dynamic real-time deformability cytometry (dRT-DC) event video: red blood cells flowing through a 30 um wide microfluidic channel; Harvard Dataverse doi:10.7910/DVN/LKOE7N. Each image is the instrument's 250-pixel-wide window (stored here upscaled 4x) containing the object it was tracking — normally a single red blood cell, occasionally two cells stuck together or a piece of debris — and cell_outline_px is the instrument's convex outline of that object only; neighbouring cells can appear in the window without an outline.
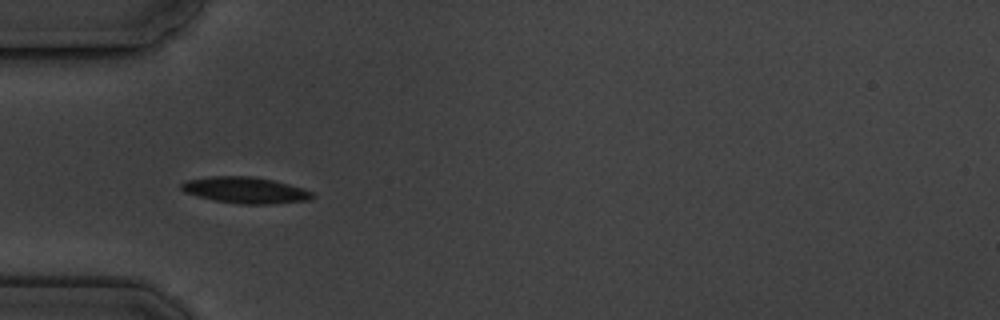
{"species": "common noctule bat (a hibernating species)", "species_latin": "Nyctalus noctula", "temperature_condition": "cold", "stored_images_in_passage": 9, "camera_frame_rate_fps": 3000, "um_per_image_px": 0.085, "animal": {"sex": "male", "body_mass_g": 19.5, "forearm_length_mm": 54.6}, "frame": {"image": 1, "passage_image": 6, "time_ms": 5.667, "image_size_px": [1000, 320], "cell_outline_px": [[316, 196], [308, 200], [272, 204], [240, 204], [212, 200], [196, 196], [184, 192], [180, 188], [180, 184], [184, 180], [212, 176], [252, 176], [272, 180], [304, 188], [312, 192]], "centroid_in_image_um": [20.82, 16.16], "position_along_channel_um": 64.2, "area_um2": 20.23}}
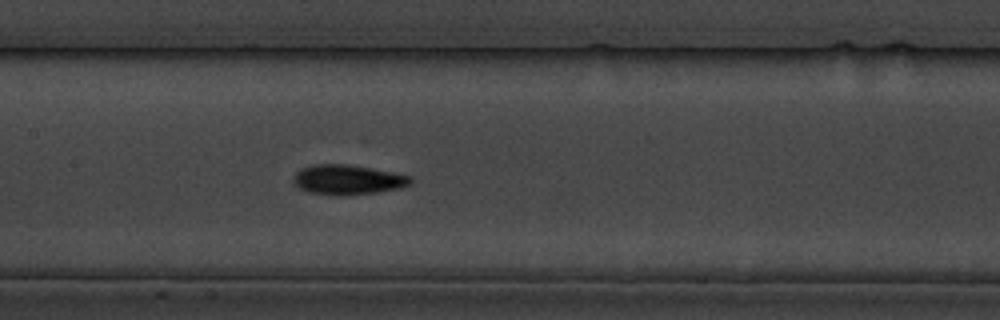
{"frame": {"image": 2, "passage_image": 9, "time_ms": 9.0, "image_size_px": [1000, 320], "cell_outline_px": [[412, 184], [400, 188], [380, 192], [336, 196], [308, 192], [300, 188], [296, 184], [296, 172], [300, 168], [312, 164], [348, 164], [392, 172], [412, 176]], "centroid_in_image_um": [29.6, 15.27], "position_along_channel_um": 177.8, "area_um2": 20.35}}